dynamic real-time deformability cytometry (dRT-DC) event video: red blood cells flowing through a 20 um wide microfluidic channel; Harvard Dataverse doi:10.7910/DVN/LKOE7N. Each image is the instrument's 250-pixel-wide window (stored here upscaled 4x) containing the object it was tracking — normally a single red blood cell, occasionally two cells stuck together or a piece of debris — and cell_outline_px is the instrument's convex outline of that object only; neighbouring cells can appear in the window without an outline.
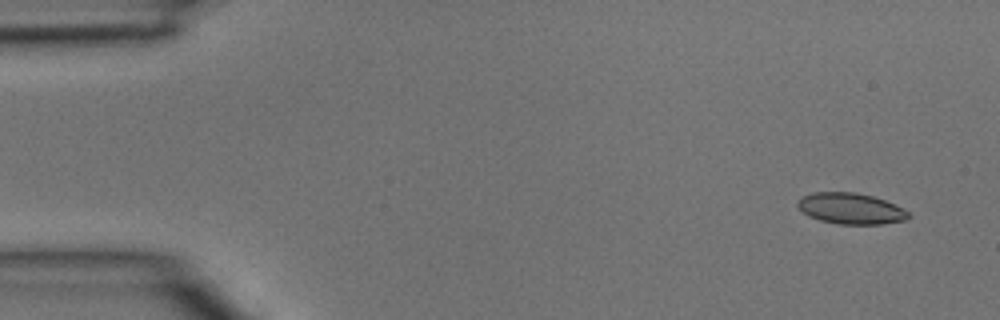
{"species": "common noctule bat (a hibernating species)", "species_latin": "Nyctalus noctula", "temperature_condition": "room temperature", "stored_images_in_passage": 4, "camera_frame_rate_fps": 3000, "um_per_image_px": 0.085, "animal": {"sex": "male", "body_mass_g": 15.6}, "frame": {"image": 1, "passage_image": 1, "time_ms": 0.0, "image_size_px": [1000, 320], "cell_outline_px": [[912, 216], [908, 220], [884, 224], [836, 224], [820, 220], [808, 216], [796, 204], [804, 196], [812, 192], [856, 192], [872, 196], [884, 200], [904, 208]], "centroid_in_image_um": [72.37, 17.74], "position_along_channel_um": 12.6, "area_um2": 20.11}}
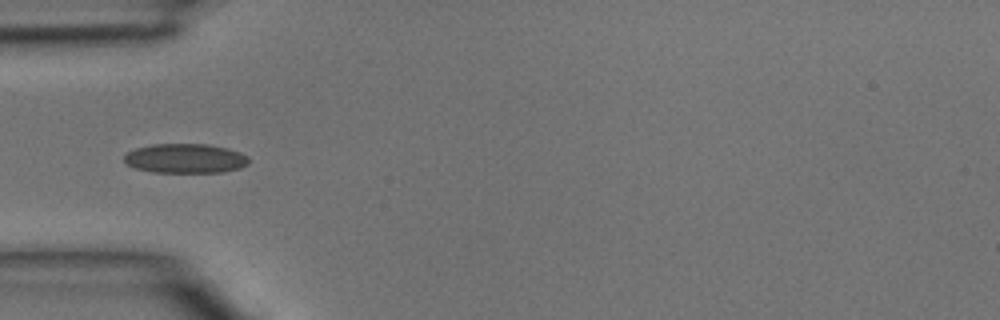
{"frame": {"image": 2, "passage_image": 4, "time_ms": 1.0, "image_size_px": [1000, 320], "cell_outline_px": [[248, 164], [240, 168], [224, 172], [152, 172], [136, 168], [128, 164], [124, 160], [124, 156], [128, 152], [136, 148], [152, 144], [208, 144], [228, 148], [240, 152], [248, 156]], "centroid_in_image_um": [15.78, 13.46], "position_along_channel_um": 69.2, "area_um2": 21.39}}